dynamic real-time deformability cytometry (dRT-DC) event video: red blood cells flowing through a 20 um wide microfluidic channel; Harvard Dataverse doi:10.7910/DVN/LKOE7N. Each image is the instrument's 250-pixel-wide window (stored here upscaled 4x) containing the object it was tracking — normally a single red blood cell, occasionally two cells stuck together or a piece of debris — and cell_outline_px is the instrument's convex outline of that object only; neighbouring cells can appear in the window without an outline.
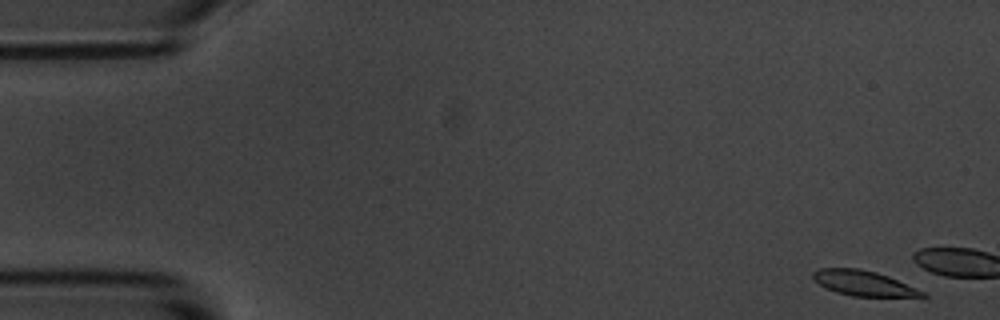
{"species": "common noctule bat (a hibernating species)", "species_latin": "Nyctalus noctula", "temperature_condition": "room temperature", "stored_images_in_passage": 11, "camera_frame_rate_fps": 3000, "um_per_image_px": 0.085, "animal": {"sex": "male", "body_mass_g": 20.1, "forearm_length_mm": 53.5}, "frame": {"image": 1, "passage_image": 2, "time_ms": 0.333, "image_size_px": [1000, 320], "cell_outline_px": [[928, 296], [852, 296], [836, 292], [812, 280], [812, 272], [820, 268], [860, 268], [876, 272], [888, 276], [924, 292]], "centroid_in_image_um": [73.33, 24.05], "position_along_channel_um": 11.7, "area_um2": 15.72}}